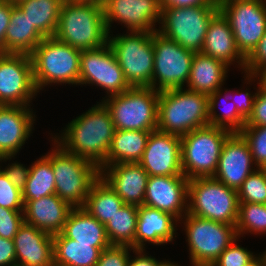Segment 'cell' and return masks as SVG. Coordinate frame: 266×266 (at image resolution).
<instances>
[{
	"label": "cell",
	"instance_id": "2",
	"mask_svg": "<svg viewBox=\"0 0 266 266\" xmlns=\"http://www.w3.org/2000/svg\"><path fill=\"white\" fill-rule=\"evenodd\" d=\"M108 34L103 5L64 0L54 35L57 40L83 51L107 44Z\"/></svg>",
	"mask_w": 266,
	"mask_h": 266
},
{
	"label": "cell",
	"instance_id": "45",
	"mask_svg": "<svg viewBox=\"0 0 266 266\" xmlns=\"http://www.w3.org/2000/svg\"><path fill=\"white\" fill-rule=\"evenodd\" d=\"M2 170L7 175L8 179L14 184L16 188L20 191H23L26 186V182L28 181V176L30 172V166H24L21 162H14L10 164L8 163L7 166Z\"/></svg>",
	"mask_w": 266,
	"mask_h": 266
},
{
	"label": "cell",
	"instance_id": "22",
	"mask_svg": "<svg viewBox=\"0 0 266 266\" xmlns=\"http://www.w3.org/2000/svg\"><path fill=\"white\" fill-rule=\"evenodd\" d=\"M179 221L171 214L145 205L138 208L135 250H146V244H170L178 236Z\"/></svg>",
	"mask_w": 266,
	"mask_h": 266
},
{
	"label": "cell",
	"instance_id": "46",
	"mask_svg": "<svg viewBox=\"0 0 266 266\" xmlns=\"http://www.w3.org/2000/svg\"><path fill=\"white\" fill-rule=\"evenodd\" d=\"M245 90H236V95H238L237 97L234 96V104L237 108L238 113L245 119L247 120V118L249 117V115L252 113L253 110V105H254V100L255 97L258 93V89L254 88L256 92H251L247 89V87H245Z\"/></svg>",
	"mask_w": 266,
	"mask_h": 266
},
{
	"label": "cell",
	"instance_id": "29",
	"mask_svg": "<svg viewBox=\"0 0 266 266\" xmlns=\"http://www.w3.org/2000/svg\"><path fill=\"white\" fill-rule=\"evenodd\" d=\"M153 131L115 130L106 161L99 167L118 163H139Z\"/></svg>",
	"mask_w": 266,
	"mask_h": 266
},
{
	"label": "cell",
	"instance_id": "36",
	"mask_svg": "<svg viewBox=\"0 0 266 266\" xmlns=\"http://www.w3.org/2000/svg\"><path fill=\"white\" fill-rule=\"evenodd\" d=\"M238 237L244 234H266V204L239 203L238 220L236 224Z\"/></svg>",
	"mask_w": 266,
	"mask_h": 266
},
{
	"label": "cell",
	"instance_id": "30",
	"mask_svg": "<svg viewBox=\"0 0 266 266\" xmlns=\"http://www.w3.org/2000/svg\"><path fill=\"white\" fill-rule=\"evenodd\" d=\"M105 248L76 243L61 232L53 236V263L55 266H96Z\"/></svg>",
	"mask_w": 266,
	"mask_h": 266
},
{
	"label": "cell",
	"instance_id": "13",
	"mask_svg": "<svg viewBox=\"0 0 266 266\" xmlns=\"http://www.w3.org/2000/svg\"><path fill=\"white\" fill-rule=\"evenodd\" d=\"M218 4L229 21L239 51L247 58L266 32V0H232Z\"/></svg>",
	"mask_w": 266,
	"mask_h": 266
},
{
	"label": "cell",
	"instance_id": "7",
	"mask_svg": "<svg viewBox=\"0 0 266 266\" xmlns=\"http://www.w3.org/2000/svg\"><path fill=\"white\" fill-rule=\"evenodd\" d=\"M187 213L236 227L239 213L237 190L214 177L190 179Z\"/></svg>",
	"mask_w": 266,
	"mask_h": 266
},
{
	"label": "cell",
	"instance_id": "54",
	"mask_svg": "<svg viewBox=\"0 0 266 266\" xmlns=\"http://www.w3.org/2000/svg\"><path fill=\"white\" fill-rule=\"evenodd\" d=\"M162 266H180L178 263H174L171 260H167Z\"/></svg>",
	"mask_w": 266,
	"mask_h": 266
},
{
	"label": "cell",
	"instance_id": "9",
	"mask_svg": "<svg viewBox=\"0 0 266 266\" xmlns=\"http://www.w3.org/2000/svg\"><path fill=\"white\" fill-rule=\"evenodd\" d=\"M232 134L207 125L181 136V168L187 179L213 177L226 139Z\"/></svg>",
	"mask_w": 266,
	"mask_h": 266
},
{
	"label": "cell",
	"instance_id": "42",
	"mask_svg": "<svg viewBox=\"0 0 266 266\" xmlns=\"http://www.w3.org/2000/svg\"><path fill=\"white\" fill-rule=\"evenodd\" d=\"M23 223V210L0 207V237L13 240Z\"/></svg>",
	"mask_w": 266,
	"mask_h": 266
},
{
	"label": "cell",
	"instance_id": "24",
	"mask_svg": "<svg viewBox=\"0 0 266 266\" xmlns=\"http://www.w3.org/2000/svg\"><path fill=\"white\" fill-rule=\"evenodd\" d=\"M13 240L17 265L55 266L52 235L23 223Z\"/></svg>",
	"mask_w": 266,
	"mask_h": 266
},
{
	"label": "cell",
	"instance_id": "53",
	"mask_svg": "<svg viewBox=\"0 0 266 266\" xmlns=\"http://www.w3.org/2000/svg\"><path fill=\"white\" fill-rule=\"evenodd\" d=\"M70 1L99 3V4H101V5H103L104 2H105V0H70Z\"/></svg>",
	"mask_w": 266,
	"mask_h": 266
},
{
	"label": "cell",
	"instance_id": "14",
	"mask_svg": "<svg viewBox=\"0 0 266 266\" xmlns=\"http://www.w3.org/2000/svg\"><path fill=\"white\" fill-rule=\"evenodd\" d=\"M37 95L30 55L0 54V105L32 106Z\"/></svg>",
	"mask_w": 266,
	"mask_h": 266
},
{
	"label": "cell",
	"instance_id": "35",
	"mask_svg": "<svg viewBox=\"0 0 266 266\" xmlns=\"http://www.w3.org/2000/svg\"><path fill=\"white\" fill-rule=\"evenodd\" d=\"M224 90L225 92L221 88L217 90L216 92H213L210 96H208L209 125L224 128L226 130H229L232 133H239L245 126L246 120L238 113L237 108L234 103L230 105L231 107L228 105L229 109L226 108L228 110L223 111L222 110L223 108H220L222 112L217 113L219 112L217 110V107L219 104H221L220 102L222 101L220 100H222V97H223V100H225L224 101L225 103L226 101L229 100L227 98L232 97L231 94H229L232 92L228 91V89H224Z\"/></svg>",
	"mask_w": 266,
	"mask_h": 266
},
{
	"label": "cell",
	"instance_id": "40",
	"mask_svg": "<svg viewBox=\"0 0 266 266\" xmlns=\"http://www.w3.org/2000/svg\"><path fill=\"white\" fill-rule=\"evenodd\" d=\"M243 77L246 86L247 84H254L257 80L256 87L258 88L252 113L247 118L244 127L266 126V89H263L259 86V81L254 75L244 74Z\"/></svg>",
	"mask_w": 266,
	"mask_h": 266
},
{
	"label": "cell",
	"instance_id": "4",
	"mask_svg": "<svg viewBox=\"0 0 266 266\" xmlns=\"http://www.w3.org/2000/svg\"><path fill=\"white\" fill-rule=\"evenodd\" d=\"M209 125L208 96L186 88L160 91L157 130L183 136Z\"/></svg>",
	"mask_w": 266,
	"mask_h": 266
},
{
	"label": "cell",
	"instance_id": "50",
	"mask_svg": "<svg viewBox=\"0 0 266 266\" xmlns=\"http://www.w3.org/2000/svg\"><path fill=\"white\" fill-rule=\"evenodd\" d=\"M161 8L191 7V6H219L216 0H160Z\"/></svg>",
	"mask_w": 266,
	"mask_h": 266
},
{
	"label": "cell",
	"instance_id": "16",
	"mask_svg": "<svg viewBox=\"0 0 266 266\" xmlns=\"http://www.w3.org/2000/svg\"><path fill=\"white\" fill-rule=\"evenodd\" d=\"M103 8L108 33L114 22L127 31L155 32L161 21L160 0H105Z\"/></svg>",
	"mask_w": 266,
	"mask_h": 266
},
{
	"label": "cell",
	"instance_id": "15",
	"mask_svg": "<svg viewBox=\"0 0 266 266\" xmlns=\"http://www.w3.org/2000/svg\"><path fill=\"white\" fill-rule=\"evenodd\" d=\"M94 85L105 90L107 98L130 88L109 44L81 51L79 85Z\"/></svg>",
	"mask_w": 266,
	"mask_h": 266
},
{
	"label": "cell",
	"instance_id": "21",
	"mask_svg": "<svg viewBox=\"0 0 266 266\" xmlns=\"http://www.w3.org/2000/svg\"><path fill=\"white\" fill-rule=\"evenodd\" d=\"M100 176L125 204H144L149 174L139 163L107 165L100 170Z\"/></svg>",
	"mask_w": 266,
	"mask_h": 266
},
{
	"label": "cell",
	"instance_id": "11",
	"mask_svg": "<svg viewBox=\"0 0 266 266\" xmlns=\"http://www.w3.org/2000/svg\"><path fill=\"white\" fill-rule=\"evenodd\" d=\"M219 6L162 8L157 31L166 38L194 53H200L209 22Z\"/></svg>",
	"mask_w": 266,
	"mask_h": 266
},
{
	"label": "cell",
	"instance_id": "25",
	"mask_svg": "<svg viewBox=\"0 0 266 266\" xmlns=\"http://www.w3.org/2000/svg\"><path fill=\"white\" fill-rule=\"evenodd\" d=\"M72 209L73 207L61 200L57 194L30 200L24 204V223L54 236L63 231Z\"/></svg>",
	"mask_w": 266,
	"mask_h": 266
},
{
	"label": "cell",
	"instance_id": "38",
	"mask_svg": "<svg viewBox=\"0 0 266 266\" xmlns=\"http://www.w3.org/2000/svg\"><path fill=\"white\" fill-rule=\"evenodd\" d=\"M239 133L249 144L255 166L266 168V126L243 127Z\"/></svg>",
	"mask_w": 266,
	"mask_h": 266
},
{
	"label": "cell",
	"instance_id": "32",
	"mask_svg": "<svg viewBox=\"0 0 266 266\" xmlns=\"http://www.w3.org/2000/svg\"><path fill=\"white\" fill-rule=\"evenodd\" d=\"M55 194V175L52 169V148L32 162L22 199L25 204L30 200H39L42 197Z\"/></svg>",
	"mask_w": 266,
	"mask_h": 266
},
{
	"label": "cell",
	"instance_id": "48",
	"mask_svg": "<svg viewBox=\"0 0 266 266\" xmlns=\"http://www.w3.org/2000/svg\"><path fill=\"white\" fill-rule=\"evenodd\" d=\"M13 4L6 0H0V54L4 53L5 33L10 23Z\"/></svg>",
	"mask_w": 266,
	"mask_h": 266
},
{
	"label": "cell",
	"instance_id": "49",
	"mask_svg": "<svg viewBox=\"0 0 266 266\" xmlns=\"http://www.w3.org/2000/svg\"><path fill=\"white\" fill-rule=\"evenodd\" d=\"M133 254L134 256L130 255L128 266H162L167 261L166 259L160 261L154 256H149L146 250L134 249Z\"/></svg>",
	"mask_w": 266,
	"mask_h": 266
},
{
	"label": "cell",
	"instance_id": "39",
	"mask_svg": "<svg viewBox=\"0 0 266 266\" xmlns=\"http://www.w3.org/2000/svg\"><path fill=\"white\" fill-rule=\"evenodd\" d=\"M239 239L240 237L235 238L211 266H245L252 261L257 254L237 245Z\"/></svg>",
	"mask_w": 266,
	"mask_h": 266
},
{
	"label": "cell",
	"instance_id": "18",
	"mask_svg": "<svg viewBox=\"0 0 266 266\" xmlns=\"http://www.w3.org/2000/svg\"><path fill=\"white\" fill-rule=\"evenodd\" d=\"M30 106L0 105V162L11 161L31 137L36 121Z\"/></svg>",
	"mask_w": 266,
	"mask_h": 266
},
{
	"label": "cell",
	"instance_id": "43",
	"mask_svg": "<svg viewBox=\"0 0 266 266\" xmlns=\"http://www.w3.org/2000/svg\"><path fill=\"white\" fill-rule=\"evenodd\" d=\"M131 251V246L111 245L101 251L96 266H128Z\"/></svg>",
	"mask_w": 266,
	"mask_h": 266
},
{
	"label": "cell",
	"instance_id": "8",
	"mask_svg": "<svg viewBox=\"0 0 266 266\" xmlns=\"http://www.w3.org/2000/svg\"><path fill=\"white\" fill-rule=\"evenodd\" d=\"M159 93L152 87H130L101 101L110 110L115 130L156 131Z\"/></svg>",
	"mask_w": 266,
	"mask_h": 266
},
{
	"label": "cell",
	"instance_id": "41",
	"mask_svg": "<svg viewBox=\"0 0 266 266\" xmlns=\"http://www.w3.org/2000/svg\"><path fill=\"white\" fill-rule=\"evenodd\" d=\"M1 168L2 165L0 166V207L24 210L22 191L14 186Z\"/></svg>",
	"mask_w": 266,
	"mask_h": 266
},
{
	"label": "cell",
	"instance_id": "3",
	"mask_svg": "<svg viewBox=\"0 0 266 266\" xmlns=\"http://www.w3.org/2000/svg\"><path fill=\"white\" fill-rule=\"evenodd\" d=\"M81 50L45 37L30 54L33 79L38 93L49 85L79 86Z\"/></svg>",
	"mask_w": 266,
	"mask_h": 266
},
{
	"label": "cell",
	"instance_id": "5",
	"mask_svg": "<svg viewBox=\"0 0 266 266\" xmlns=\"http://www.w3.org/2000/svg\"><path fill=\"white\" fill-rule=\"evenodd\" d=\"M51 141L55 194L73 208L83 207L93 183L100 177V169L85 158L67 153L52 138Z\"/></svg>",
	"mask_w": 266,
	"mask_h": 266
},
{
	"label": "cell",
	"instance_id": "19",
	"mask_svg": "<svg viewBox=\"0 0 266 266\" xmlns=\"http://www.w3.org/2000/svg\"><path fill=\"white\" fill-rule=\"evenodd\" d=\"M249 144L240 133H232L225 141L214 178L229 188L238 190L245 179L258 167Z\"/></svg>",
	"mask_w": 266,
	"mask_h": 266
},
{
	"label": "cell",
	"instance_id": "26",
	"mask_svg": "<svg viewBox=\"0 0 266 266\" xmlns=\"http://www.w3.org/2000/svg\"><path fill=\"white\" fill-rule=\"evenodd\" d=\"M229 70L223 62L202 53H195L185 88L210 96L223 87Z\"/></svg>",
	"mask_w": 266,
	"mask_h": 266
},
{
	"label": "cell",
	"instance_id": "1",
	"mask_svg": "<svg viewBox=\"0 0 266 266\" xmlns=\"http://www.w3.org/2000/svg\"><path fill=\"white\" fill-rule=\"evenodd\" d=\"M60 132L51 138L67 153L100 167L106 161L115 127L110 110L101 101L68 122Z\"/></svg>",
	"mask_w": 266,
	"mask_h": 266
},
{
	"label": "cell",
	"instance_id": "6",
	"mask_svg": "<svg viewBox=\"0 0 266 266\" xmlns=\"http://www.w3.org/2000/svg\"><path fill=\"white\" fill-rule=\"evenodd\" d=\"M152 33L126 31V34L122 35L108 34V44L130 87H152L154 68Z\"/></svg>",
	"mask_w": 266,
	"mask_h": 266
},
{
	"label": "cell",
	"instance_id": "27",
	"mask_svg": "<svg viewBox=\"0 0 266 266\" xmlns=\"http://www.w3.org/2000/svg\"><path fill=\"white\" fill-rule=\"evenodd\" d=\"M62 233L76 243L92 244L94 247H109L105 225L100 223L83 207L73 208L65 222Z\"/></svg>",
	"mask_w": 266,
	"mask_h": 266
},
{
	"label": "cell",
	"instance_id": "31",
	"mask_svg": "<svg viewBox=\"0 0 266 266\" xmlns=\"http://www.w3.org/2000/svg\"><path fill=\"white\" fill-rule=\"evenodd\" d=\"M124 205L122 199L100 176L93 183L83 208L105 225Z\"/></svg>",
	"mask_w": 266,
	"mask_h": 266
},
{
	"label": "cell",
	"instance_id": "52",
	"mask_svg": "<svg viewBox=\"0 0 266 266\" xmlns=\"http://www.w3.org/2000/svg\"><path fill=\"white\" fill-rule=\"evenodd\" d=\"M245 266H266V253L260 255V253Z\"/></svg>",
	"mask_w": 266,
	"mask_h": 266
},
{
	"label": "cell",
	"instance_id": "28",
	"mask_svg": "<svg viewBox=\"0 0 266 266\" xmlns=\"http://www.w3.org/2000/svg\"><path fill=\"white\" fill-rule=\"evenodd\" d=\"M45 37L34 27L24 12L14 5L10 23L4 38V53L27 54L41 43Z\"/></svg>",
	"mask_w": 266,
	"mask_h": 266
},
{
	"label": "cell",
	"instance_id": "20",
	"mask_svg": "<svg viewBox=\"0 0 266 266\" xmlns=\"http://www.w3.org/2000/svg\"><path fill=\"white\" fill-rule=\"evenodd\" d=\"M188 181L185 176H149L143 205L179 221L187 213Z\"/></svg>",
	"mask_w": 266,
	"mask_h": 266
},
{
	"label": "cell",
	"instance_id": "34",
	"mask_svg": "<svg viewBox=\"0 0 266 266\" xmlns=\"http://www.w3.org/2000/svg\"><path fill=\"white\" fill-rule=\"evenodd\" d=\"M139 206L125 204L105 224L111 245L131 246L134 249V238L137 230Z\"/></svg>",
	"mask_w": 266,
	"mask_h": 266
},
{
	"label": "cell",
	"instance_id": "17",
	"mask_svg": "<svg viewBox=\"0 0 266 266\" xmlns=\"http://www.w3.org/2000/svg\"><path fill=\"white\" fill-rule=\"evenodd\" d=\"M139 164L149 176H184L181 136L158 130L151 132Z\"/></svg>",
	"mask_w": 266,
	"mask_h": 266
},
{
	"label": "cell",
	"instance_id": "47",
	"mask_svg": "<svg viewBox=\"0 0 266 266\" xmlns=\"http://www.w3.org/2000/svg\"><path fill=\"white\" fill-rule=\"evenodd\" d=\"M16 264L14 240L0 237V266H15Z\"/></svg>",
	"mask_w": 266,
	"mask_h": 266
},
{
	"label": "cell",
	"instance_id": "10",
	"mask_svg": "<svg viewBox=\"0 0 266 266\" xmlns=\"http://www.w3.org/2000/svg\"><path fill=\"white\" fill-rule=\"evenodd\" d=\"M188 243L191 266H211L237 238L236 227L186 213L180 220Z\"/></svg>",
	"mask_w": 266,
	"mask_h": 266
},
{
	"label": "cell",
	"instance_id": "37",
	"mask_svg": "<svg viewBox=\"0 0 266 266\" xmlns=\"http://www.w3.org/2000/svg\"><path fill=\"white\" fill-rule=\"evenodd\" d=\"M239 203L266 204V168H257L237 190Z\"/></svg>",
	"mask_w": 266,
	"mask_h": 266
},
{
	"label": "cell",
	"instance_id": "56",
	"mask_svg": "<svg viewBox=\"0 0 266 266\" xmlns=\"http://www.w3.org/2000/svg\"><path fill=\"white\" fill-rule=\"evenodd\" d=\"M218 3H223V2H228V1H232V0H216Z\"/></svg>",
	"mask_w": 266,
	"mask_h": 266
},
{
	"label": "cell",
	"instance_id": "23",
	"mask_svg": "<svg viewBox=\"0 0 266 266\" xmlns=\"http://www.w3.org/2000/svg\"><path fill=\"white\" fill-rule=\"evenodd\" d=\"M200 53L213 57L228 67L238 63L237 68L244 73L246 58L239 51L229 21L220 10L209 22Z\"/></svg>",
	"mask_w": 266,
	"mask_h": 266
},
{
	"label": "cell",
	"instance_id": "51",
	"mask_svg": "<svg viewBox=\"0 0 266 266\" xmlns=\"http://www.w3.org/2000/svg\"><path fill=\"white\" fill-rule=\"evenodd\" d=\"M254 76L258 79L259 81V86L263 89H266V65L261 67L255 74Z\"/></svg>",
	"mask_w": 266,
	"mask_h": 266
},
{
	"label": "cell",
	"instance_id": "55",
	"mask_svg": "<svg viewBox=\"0 0 266 266\" xmlns=\"http://www.w3.org/2000/svg\"><path fill=\"white\" fill-rule=\"evenodd\" d=\"M8 1L9 3L13 4V5H17L19 4L20 2L24 1V0H6Z\"/></svg>",
	"mask_w": 266,
	"mask_h": 266
},
{
	"label": "cell",
	"instance_id": "33",
	"mask_svg": "<svg viewBox=\"0 0 266 266\" xmlns=\"http://www.w3.org/2000/svg\"><path fill=\"white\" fill-rule=\"evenodd\" d=\"M64 0H24L17 6L44 37H54Z\"/></svg>",
	"mask_w": 266,
	"mask_h": 266
},
{
	"label": "cell",
	"instance_id": "44",
	"mask_svg": "<svg viewBox=\"0 0 266 266\" xmlns=\"http://www.w3.org/2000/svg\"><path fill=\"white\" fill-rule=\"evenodd\" d=\"M264 65H266V32L255 49L246 58L244 73L254 75Z\"/></svg>",
	"mask_w": 266,
	"mask_h": 266
},
{
	"label": "cell",
	"instance_id": "12",
	"mask_svg": "<svg viewBox=\"0 0 266 266\" xmlns=\"http://www.w3.org/2000/svg\"><path fill=\"white\" fill-rule=\"evenodd\" d=\"M152 39L154 49L152 88L157 91L185 88L195 53L158 31L152 33Z\"/></svg>",
	"mask_w": 266,
	"mask_h": 266
}]
</instances>
